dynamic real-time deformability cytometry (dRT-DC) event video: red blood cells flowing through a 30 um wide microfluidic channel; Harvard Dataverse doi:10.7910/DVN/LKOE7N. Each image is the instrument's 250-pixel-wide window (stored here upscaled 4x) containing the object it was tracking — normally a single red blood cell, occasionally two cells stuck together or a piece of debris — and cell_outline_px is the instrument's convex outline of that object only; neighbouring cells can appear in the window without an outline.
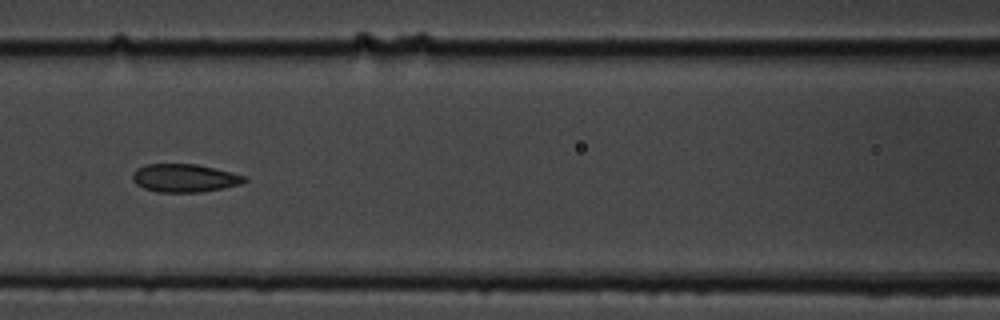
{"species": "common noctule bat (a hibernating species)", "species_latin": "Nyctalus noctula", "temperature_condition": "cold", "stored_images_in_passage": 10, "camera_frame_rate_fps": 3000, "um_per_image_px": 0.085, "animal": {"sex": "male", "body_mass_g": 19.5, "forearm_length_mm": 54.6}, "frame": {"image": 1, "passage_image": 7, "time_ms": 7.0, "image_size_px": [1000, 320], "cell_outline_px": [[248, 180], [240, 184], [224, 188], [200, 192], [156, 192], [144, 188], [136, 184], [132, 180], [132, 176], [136, 168], [144, 164], [196, 164], [248, 176]], "centroid_in_image_um": [15.68, 15.13], "position_along_channel_um": 150.9, "area_um2": 18.44}}
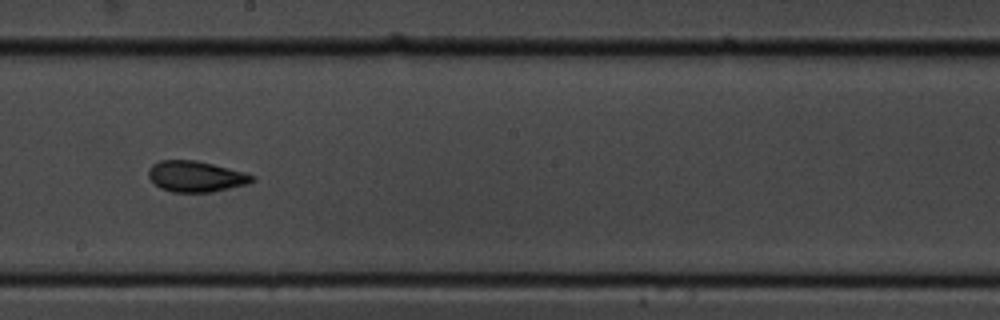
{"frame": {"image": 2, "passage_image": 9, "time_ms": 9.333, "image_size_px": [1000, 320], "cell_outline_px": [[256, 180], [248, 184], [212, 192], [172, 192], [160, 188], [148, 176], [148, 168], [152, 164], [160, 160], [196, 160], [244, 172], [256, 176]], "centroid_in_image_um": [16.66, 15.0], "position_along_channel_um": 231.5, "area_um2": 18.73}}
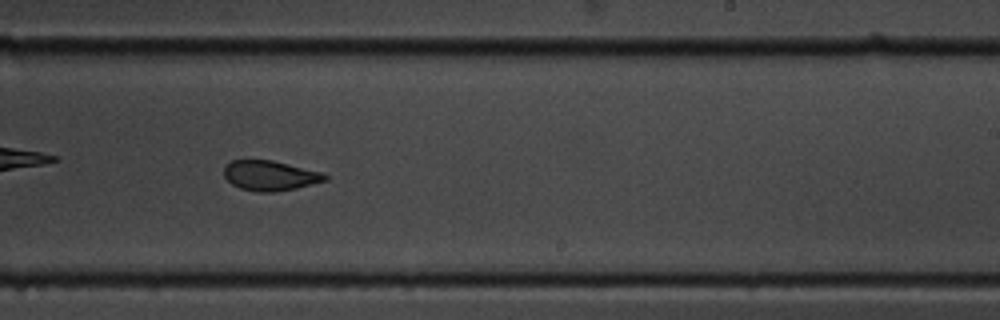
{"frame": {"image": 3, "passage_image": 10, "time_ms": 10.333, "image_size_px": [1000, 320], "cell_outline_px": [[328, 180], [296, 188], [276, 192], [256, 192], [240, 188], [232, 184], [224, 176], [224, 168], [232, 160], [272, 160], [324, 172], [328, 176]], "centroid_in_image_um": [22.99, 14.93], "position_along_channel_um": 266.0, "area_um2": 17.74}}